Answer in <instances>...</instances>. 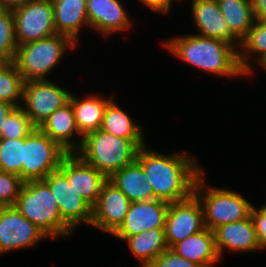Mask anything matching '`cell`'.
<instances>
[{"mask_svg": "<svg viewBox=\"0 0 266 267\" xmlns=\"http://www.w3.org/2000/svg\"><path fill=\"white\" fill-rule=\"evenodd\" d=\"M151 149L147 145L141 147L136 161L143 168L154 197L168 203L189 198L203 172L199 160L190 153L165 155Z\"/></svg>", "mask_w": 266, "mask_h": 267, "instance_id": "cell-1", "label": "cell"}, {"mask_svg": "<svg viewBox=\"0 0 266 267\" xmlns=\"http://www.w3.org/2000/svg\"><path fill=\"white\" fill-rule=\"evenodd\" d=\"M163 45L173 56L210 74L246 76L239 64L238 50L225 41L193 34L172 37Z\"/></svg>", "mask_w": 266, "mask_h": 267, "instance_id": "cell-2", "label": "cell"}, {"mask_svg": "<svg viewBox=\"0 0 266 267\" xmlns=\"http://www.w3.org/2000/svg\"><path fill=\"white\" fill-rule=\"evenodd\" d=\"M145 145L144 139H124L98 129L83 137L76 154L109 179L136 161L140 148Z\"/></svg>", "mask_w": 266, "mask_h": 267, "instance_id": "cell-3", "label": "cell"}, {"mask_svg": "<svg viewBox=\"0 0 266 267\" xmlns=\"http://www.w3.org/2000/svg\"><path fill=\"white\" fill-rule=\"evenodd\" d=\"M15 207L48 238L72 235L73 231L63 222L56 200L43 180L24 182Z\"/></svg>", "mask_w": 266, "mask_h": 267, "instance_id": "cell-4", "label": "cell"}, {"mask_svg": "<svg viewBox=\"0 0 266 267\" xmlns=\"http://www.w3.org/2000/svg\"><path fill=\"white\" fill-rule=\"evenodd\" d=\"M204 171L198 176L193 194L202 209L205 228L214 231L217 227L248 218L254 205L238 192L227 188L209 187Z\"/></svg>", "mask_w": 266, "mask_h": 267, "instance_id": "cell-5", "label": "cell"}, {"mask_svg": "<svg viewBox=\"0 0 266 267\" xmlns=\"http://www.w3.org/2000/svg\"><path fill=\"white\" fill-rule=\"evenodd\" d=\"M77 45L67 36L55 34L31 41L17 47L14 64L24 82L47 80L52 70L62 60L66 50H74Z\"/></svg>", "mask_w": 266, "mask_h": 267, "instance_id": "cell-6", "label": "cell"}, {"mask_svg": "<svg viewBox=\"0 0 266 267\" xmlns=\"http://www.w3.org/2000/svg\"><path fill=\"white\" fill-rule=\"evenodd\" d=\"M67 154L39 128H35L24 138L22 180H43L49 173L59 169Z\"/></svg>", "mask_w": 266, "mask_h": 267, "instance_id": "cell-7", "label": "cell"}, {"mask_svg": "<svg viewBox=\"0 0 266 267\" xmlns=\"http://www.w3.org/2000/svg\"><path fill=\"white\" fill-rule=\"evenodd\" d=\"M70 94L49 79L27 81L23 86L24 105L21 106L38 128L56 109L69 101Z\"/></svg>", "mask_w": 266, "mask_h": 267, "instance_id": "cell-8", "label": "cell"}, {"mask_svg": "<svg viewBox=\"0 0 266 267\" xmlns=\"http://www.w3.org/2000/svg\"><path fill=\"white\" fill-rule=\"evenodd\" d=\"M43 181L56 200L63 222L73 232L83 222L91 224L92 206L74 189L60 169L49 173Z\"/></svg>", "mask_w": 266, "mask_h": 267, "instance_id": "cell-9", "label": "cell"}, {"mask_svg": "<svg viewBox=\"0 0 266 267\" xmlns=\"http://www.w3.org/2000/svg\"><path fill=\"white\" fill-rule=\"evenodd\" d=\"M19 45L57 34L51 0H40L12 10Z\"/></svg>", "mask_w": 266, "mask_h": 267, "instance_id": "cell-10", "label": "cell"}, {"mask_svg": "<svg viewBox=\"0 0 266 267\" xmlns=\"http://www.w3.org/2000/svg\"><path fill=\"white\" fill-rule=\"evenodd\" d=\"M48 238L15 207H0V255L13 250L25 249Z\"/></svg>", "mask_w": 266, "mask_h": 267, "instance_id": "cell-11", "label": "cell"}, {"mask_svg": "<svg viewBox=\"0 0 266 267\" xmlns=\"http://www.w3.org/2000/svg\"><path fill=\"white\" fill-rule=\"evenodd\" d=\"M203 229V209L194 194L185 200L169 203L165 222L168 248Z\"/></svg>", "mask_w": 266, "mask_h": 267, "instance_id": "cell-12", "label": "cell"}, {"mask_svg": "<svg viewBox=\"0 0 266 267\" xmlns=\"http://www.w3.org/2000/svg\"><path fill=\"white\" fill-rule=\"evenodd\" d=\"M169 203L160 199L131 202L123 223L112 236L124 241L153 228H165Z\"/></svg>", "mask_w": 266, "mask_h": 267, "instance_id": "cell-13", "label": "cell"}, {"mask_svg": "<svg viewBox=\"0 0 266 267\" xmlns=\"http://www.w3.org/2000/svg\"><path fill=\"white\" fill-rule=\"evenodd\" d=\"M130 203L127 196L108 179L102 186L97 203L92 207L90 226L113 234L123 223Z\"/></svg>", "mask_w": 266, "mask_h": 267, "instance_id": "cell-14", "label": "cell"}, {"mask_svg": "<svg viewBox=\"0 0 266 267\" xmlns=\"http://www.w3.org/2000/svg\"><path fill=\"white\" fill-rule=\"evenodd\" d=\"M59 169L67 176L69 183L82 198L93 207L108 178L93 166L85 163L76 153L67 154L62 159Z\"/></svg>", "mask_w": 266, "mask_h": 267, "instance_id": "cell-15", "label": "cell"}, {"mask_svg": "<svg viewBox=\"0 0 266 267\" xmlns=\"http://www.w3.org/2000/svg\"><path fill=\"white\" fill-rule=\"evenodd\" d=\"M190 4L197 35L225 41L239 51L240 41L230 32L217 0H191Z\"/></svg>", "mask_w": 266, "mask_h": 267, "instance_id": "cell-16", "label": "cell"}, {"mask_svg": "<svg viewBox=\"0 0 266 267\" xmlns=\"http://www.w3.org/2000/svg\"><path fill=\"white\" fill-rule=\"evenodd\" d=\"M214 236L220 259L225 249L240 253L265 249L258 240L251 215L244 220L217 227L214 230Z\"/></svg>", "mask_w": 266, "mask_h": 267, "instance_id": "cell-17", "label": "cell"}, {"mask_svg": "<svg viewBox=\"0 0 266 267\" xmlns=\"http://www.w3.org/2000/svg\"><path fill=\"white\" fill-rule=\"evenodd\" d=\"M89 28L104 36L129 30L131 18L120 0H87Z\"/></svg>", "mask_w": 266, "mask_h": 267, "instance_id": "cell-18", "label": "cell"}, {"mask_svg": "<svg viewBox=\"0 0 266 267\" xmlns=\"http://www.w3.org/2000/svg\"><path fill=\"white\" fill-rule=\"evenodd\" d=\"M38 128L68 154L76 153L81 147L83 136L77 128L70 101L56 109ZM75 136L81 138L79 143Z\"/></svg>", "mask_w": 266, "mask_h": 267, "instance_id": "cell-19", "label": "cell"}, {"mask_svg": "<svg viewBox=\"0 0 266 267\" xmlns=\"http://www.w3.org/2000/svg\"><path fill=\"white\" fill-rule=\"evenodd\" d=\"M171 249L200 267H212L220 260L215 246L214 231L208 228L188 236Z\"/></svg>", "mask_w": 266, "mask_h": 267, "instance_id": "cell-20", "label": "cell"}, {"mask_svg": "<svg viewBox=\"0 0 266 267\" xmlns=\"http://www.w3.org/2000/svg\"><path fill=\"white\" fill-rule=\"evenodd\" d=\"M56 33L69 37L75 44L84 26L89 27L87 0H51ZM82 26V27H81ZM82 28V29H81Z\"/></svg>", "mask_w": 266, "mask_h": 267, "instance_id": "cell-21", "label": "cell"}, {"mask_svg": "<svg viewBox=\"0 0 266 267\" xmlns=\"http://www.w3.org/2000/svg\"><path fill=\"white\" fill-rule=\"evenodd\" d=\"M78 99L70 94L69 101L74 110L75 122L80 134L85 135L100 129L104 111L107 104L113 99L97 96L92 93L89 96Z\"/></svg>", "mask_w": 266, "mask_h": 267, "instance_id": "cell-22", "label": "cell"}, {"mask_svg": "<svg viewBox=\"0 0 266 267\" xmlns=\"http://www.w3.org/2000/svg\"><path fill=\"white\" fill-rule=\"evenodd\" d=\"M109 180L127 196L130 202L156 199L145 172L137 161L115 172Z\"/></svg>", "mask_w": 266, "mask_h": 267, "instance_id": "cell-23", "label": "cell"}, {"mask_svg": "<svg viewBox=\"0 0 266 267\" xmlns=\"http://www.w3.org/2000/svg\"><path fill=\"white\" fill-rule=\"evenodd\" d=\"M125 241L134 257L140 260V267H148L158 255L168 248L165 228L149 229L127 237Z\"/></svg>", "mask_w": 266, "mask_h": 267, "instance_id": "cell-24", "label": "cell"}, {"mask_svg": "<svg viewBox=\"0 0 266 267\" xmlns=\"http://www.w3.org/2000/svg\"><path fill=\"white\" fill-rule=\"evenodd\" d=\"M239 50V64L246 76L253 72L250 64L252 55H258L255 62L260 66L266 63V20H255L252 28L240 41Z\"/></svg>", "mask_w": 266, "mask_h": 267, "instance_id": "cell-25", "label": "cell"}, {"mask_svg": "<svg viewBox=\"0 0 266 267\" xmlns=\"http://www.w3.org/2000/svg\"><path fill=\"white\" fill-rule=\"evenodd\" d=\"M230 32L241 41L255 23L252 0H217Z\"/></svg>", "mask_w": 266, "mask_h": 267, "instance_id": "cell-26", "label": "cell"}, {"mask_svg": "<svg viewBox=\"0 0 266 267\" xmlns=\"http://www.w3.org/2000/svg\"><path fill=\"white\" fill-rule=\"evenodd\" d=\"M143 128L112 99L106 106L100 129L124 139H145Z\"/></svg>", "mask_w": 266, "mask_h": 267, "instance_id": "cell-27", "label": "cell"}, {"mask_svg": "<svg viewBox=\"0 0 266 267\" xmlns=\"http://www.w3.org/2000/svg\"><path fill=\"white\" fill-rule=\"evenodd\" d=\"M23 86L24 80L16 65L13 62L5 64L0 70V101L21 106Z\"/></svg>", "mask_w": 266, "mask_h": 267, "instance_id": "cell-28", "label": "cell"}, {"mask_svg": "<svg viewBox=\"0 0 266 267\" xmlns=\"http://www.w3.org/2000/svg\"><path fill=\"white\" fill-rule=\"evenodd\" d=\"M24 138H0V171L22 178Z\"/></svg>", "mask_w": 266, "mask_h": 267, "instance_id": "cell-29", "label": "cell"}, {"mask_svg": "<svg viewBox=\"0 0 266 267\" xmlns=\"http://www.w3.org/2000/svg\"><path fill=\"white\" fill-rule=\"evenodd\" d=\"M17 47L14 13L0 8V59L6 64L14 62Z\"/></svg>", "mask_w": 266, "mask_h": 267, "instance_id": "cell-30", "label": "cell"}, {"mask_svg": "<svg viewBox=\"0 0 266 267\" xmlns=\"http://www.w3.org/2000/svg\"><path fill=\"white\" fill-rule=\"evenodd\" d=\"M36 127L32 124L22 106L16 107L5 119L0 138H25Z\"/></svg>", "mask_w": 266, "mask_h": 267, "instance_id": "cell-31", "label": "cell"}, {"mask_svg": "<svg viewBox=\"0 0 266 267\" xmlns=\"http://www.w3.org/2000/svg\"><path fill=\"white\" fill-rule=\"evenodd\" d=\"M23 185L19 175L0 171V207L15 205Z\"/></svg>", "mask_w": 266, "mask_h": 267, "instance_id": "cell-32", "label": "cell"}, {"mask_svg": "<svg viewBox=\"0 0 266 267\" xmlns=\"http://www.w3.org/2000/svg\"><path fill=\"white\" fill-rule=\"evenodd\" d=\"M148 267H200L192 261L178 255L171 248H167L158 255Z\"/></svg>", "mask_w": 266, "mask_h": 267, "instance_id": "cell-33", "label": "cell"}, {"mask_svg": "<svg viewBox=\"0 0 266 267\" xmlns=\"http://www.w3.org/2000/svg\"><path fill=\"white\" fill-rule=\"evenodd\" d=\"M251 217L255 224L258 240L266 249V204L262 205L259 209L253 206Z\"/></svg>", "mask_w": 266, "mask_h": 267, "instance_id": "cell-34", "label": "cell"}, {"mask_svg": "<svg viewBox=\"0 0 266 267\" xmlns=\"http://www.w3.org/2000/svg\"><path fill=\"white\" fill-rule=\"evenodd\" d=\"M172 1L174 0H140L144 6L158 13L161 12V14L163 13L164 15L171 11Z\"/></svg>", "mask_w": 266, "mask_h": 267, "instance_id": "cell-35", "label": "cell"}, {"mask_svg": "<svg viewBox=\"0 0 266 267\" xmlns=\"http://www.w3.org/2000/svg\"><path fill=\"white\" fill-rule=\"evenodd\" d=\"M255 20H266V0H252Z\"/></svg>", "mask_w": 266, "mask_h": 267, "instance_id": "cell-36", "label": "cell"}, {"mask_svg": "<svg viewBox=\"0 0 266 267\" xmlns=\"http://www.w3.org/2000/svg\"><path fill=\"white\" fill-rule=\"evenodd\" d=\"M16 107V105L8 102L0 101V135L2 127H4L5 124V119Z\"/></svg>", "mask_w": 266, "mask_h": 267, "instance_id": "cell-37", "label": "cell"}, {"mask_svg": "<svg viewBox=\"0 0 266 267\" xmlns=\"http://www.w3.org/2000/svg\"><path fill=\"white\" fill-rule=\"evenodd\" d=\"M40 0H0V8L13 10L17 7L27 5Z\"/></svg>", "mask_w": 266, "mask_h": 267, "instance_id": "cell-38", "label": "cell"}, {"mask_svg": "<svg viewBox=\"0 0 266 267\" xmlns=\"http://www.w3.org/2000/svg\"><path fill=\"white\" fill-rule=\"evenodd\" d=\"M6 63L2 60V59H0V70L3 68V66L5 65Z\"/></svg>", "mask_w": 266, "mask_h": 267, "instance_id": "cell-39", "label": "cell"}, {"mask_svg": "<svg viewBox=\"0 0 266 267\" xmlns=\"http://www.w3.org/2000/svg\"><path fill=\"white\" fill-rule=\"evenodd\" d=\"M262 68H264L266 70V63L262 66Z\"/></svg>", "mask_w": 266, "mask_h": 267, "instance_id": "cell-40", "label": "cell"}]
</instances>
